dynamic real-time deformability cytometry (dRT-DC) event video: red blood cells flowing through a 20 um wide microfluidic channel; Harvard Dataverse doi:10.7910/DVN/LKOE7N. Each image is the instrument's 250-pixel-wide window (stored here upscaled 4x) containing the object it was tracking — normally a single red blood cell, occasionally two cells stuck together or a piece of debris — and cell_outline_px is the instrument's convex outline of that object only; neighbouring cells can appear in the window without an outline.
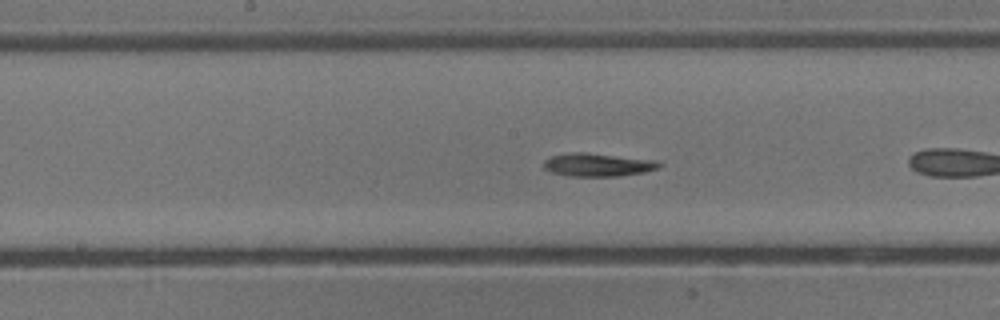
{"species": "common noctule bat (a hibernating species)", "species_latin": "Nyctalus noctula", "temperature_condition": "cold", "stored_images_in_passage": 11, "camera_frame_rate_fps": 3000, "um_per_image_px": 0.085, "animal": {"sex": "male", "body_mass_g": 13.3}, "frame": {"image": 1, "passage_image": 11, "time_ms": 3.333, "image_size_px": [1000, 320], "cell_outline_px": [[664, 164], [660, 168], [644, 172], [616, 176], [568, 176], [552, 172], [544, 168], [544, 160], [548, 156], [568, 152], [584, 152], [656, 160]], "centroid_in_image_um": [50.8, 13.99], "position_along_channel_um": 197.4, "area_um2": 15.72}}